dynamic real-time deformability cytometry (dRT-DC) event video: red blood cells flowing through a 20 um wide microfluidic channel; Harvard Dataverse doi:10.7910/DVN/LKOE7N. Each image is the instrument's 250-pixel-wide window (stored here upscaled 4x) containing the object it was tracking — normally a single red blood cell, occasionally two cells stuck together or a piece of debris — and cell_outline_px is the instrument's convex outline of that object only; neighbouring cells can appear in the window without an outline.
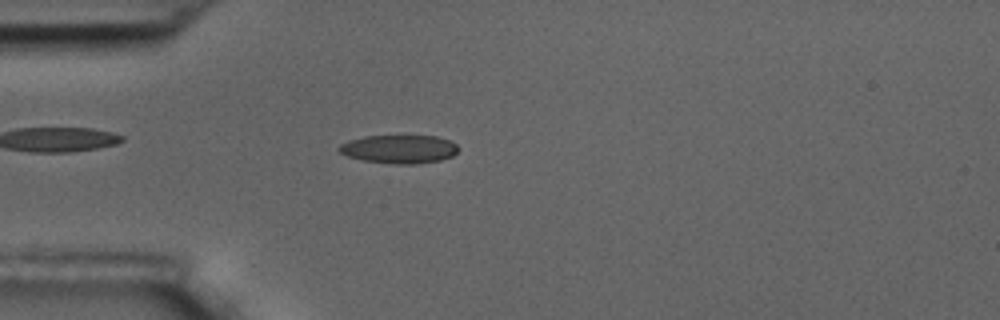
{"species": "common noctule bat (a hibernating species)", "species_latin": "Nyctalus noctula", "temperature_condition": "room temperature", "stored_images_in_passage": 57, "camera_frame_rate_fps": 3000, "um_per_image_px": 0.085, "animal": {"sex": "male", "body_mass_g": 17.5, "forearm_length_mm": 52.3}, "frame": {"image": 1, "passage_image": 16, "time_ms": 5.0, "image_size_px": [1000, 320], "cell_outline_px": [[460, 148], [452, 156], [440, 160], [416, 164], [396, 164], [364, 160], [348, 156], [340, 152], [336, 148], [340, 144], [348, 140], [364, 136], [436, 136], [448, 140], [456, 144]], "centroid_in_image_um": [33.92, 12.67], "position_along_channel_um": 51.1, "area_um2": 19.71}}
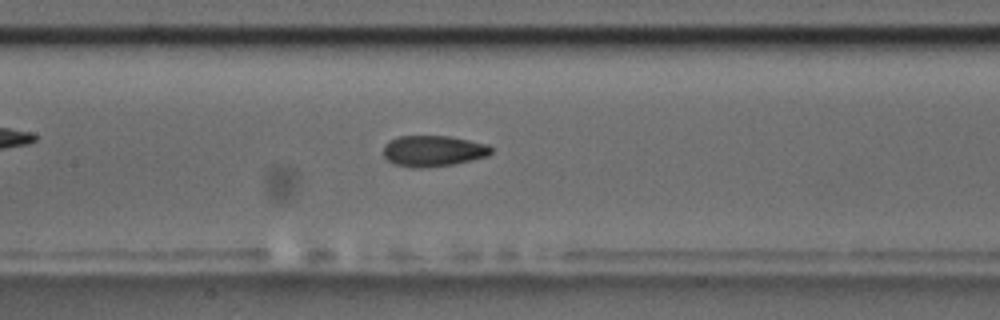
{"frame": {"image": 2, "passage_image": 27, "time_ms": 8.667, "image_size_px": [1000, 320], "cell_outline_px": [[492, 152], [488, 156], [472, 160], [452, 164], [424, 168], [412, 168], [392, 164], [384, 156], [384, 144], [388, 140], [400, 136], [452, 136], [488, 144], [492, 148]], "centroid_in_image_um": [36.81, 12.83], "position_along_channel_um": 170.6, "area_um2": 19.71}}
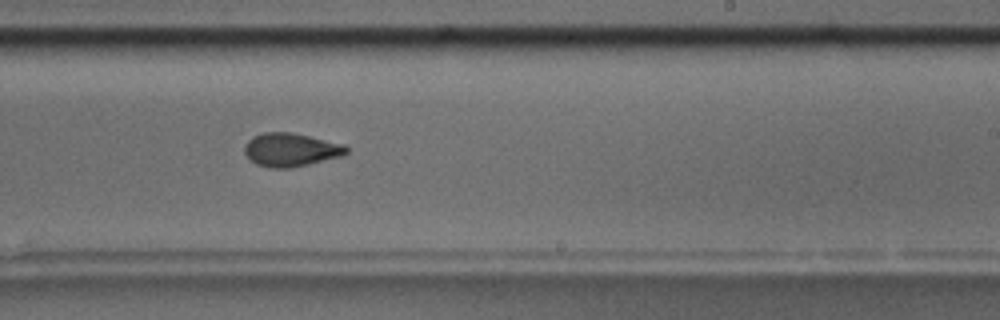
{"frame": {"image": 3, "passage_image": 35, "time_ms": 11.333, "image_size_px": [1000, 320], "cell_outline_px": [[348, 152], [340, 156], [308, 164], [288, 168], [272, 168], [256, 164], [244, 152], [244, 144], [252, 136], [264, 132], [292, 132], [344, 144], [348, 148]], "centroid_in_image_um": [24.69, 12.71], "position_along_channel_um": 264.3, "area_um2": 19.71}, "authors_computed_cell_mechanics": {"area_um2": 19.5364, "velocity_mm_per_s": 3.5311, "shape_relaxation_time_tau1_ms": 7.2745, "shape_relaxation_time_tau2_ms": 2.1326, "deformation_change_tau1": 0.1744, "deformation_change_tau2": 0.0786}}